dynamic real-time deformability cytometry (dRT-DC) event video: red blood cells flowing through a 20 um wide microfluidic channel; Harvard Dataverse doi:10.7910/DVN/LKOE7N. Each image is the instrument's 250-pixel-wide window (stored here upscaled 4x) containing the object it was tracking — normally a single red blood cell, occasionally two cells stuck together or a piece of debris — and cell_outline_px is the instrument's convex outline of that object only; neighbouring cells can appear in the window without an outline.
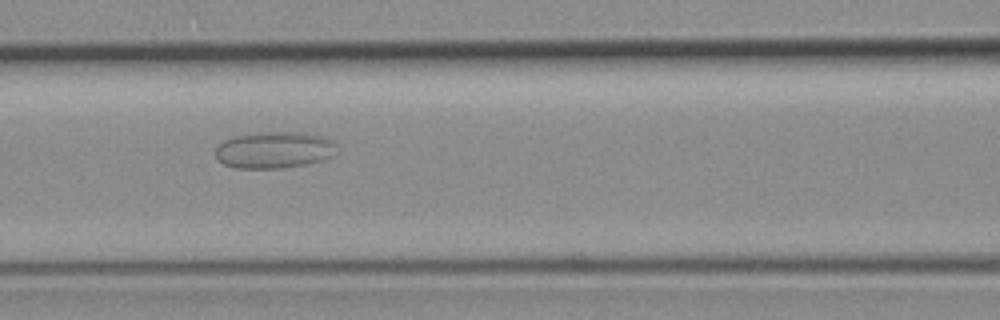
{"species": "common noctule bat (a hibernating species)", "species_latin": "Nyctalus noctula", "temperature_condition": "room temperature", "stored_images_in_passage": 46, "camera_frame_rate_fps": 3000, "um_per_image_px": 0.085, "animal": {"sex": "female", "body_mass_g": 19.3, "forearm_length_mm": 54.1}, "frame": {"image": 1, "passage_image": 14, "time_ms": 4.333, "image_size_px": [1000, 320], "cell_outline_px": [[336, 144], [332, 156], [320, 160], [304, 164], [280, 168], [236, 168], [224, 164], [216, 160], [216, 148], [224, 140], [232, 136], [264, 132], [316, 132], [336, 140]], "centroid_in_image_um": [23.34, 12.72], "position_along_channel_um": 143.3, "area_um2": 26.18}}
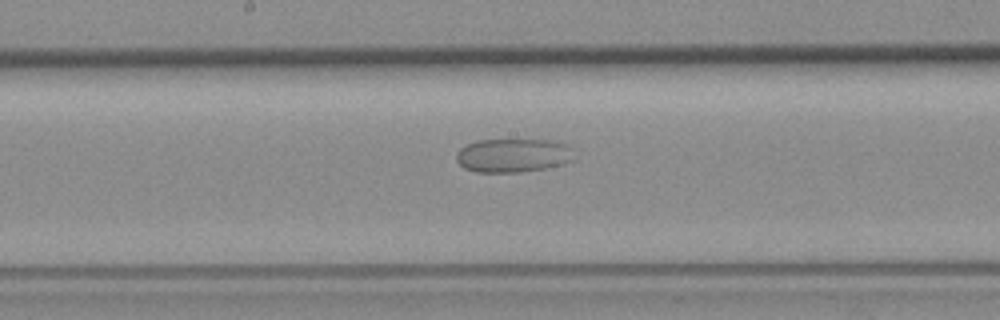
{"frame": {"image": 2, "passage_image": 19, "time_ms": 6.0, "image_size_px": [1000, 320], "cell_outline_px": [[572, 160], [564, 164], [544, 168], [520, 172], [476, 172], [464, 168], [456, 160], [456, 152], [460, 148], [476, 140], [548, 140], [564, 144]], "centroid_in_image_um": [43.5, 13.22], "position_along_channel_um": 204.7, "area_um2": 22.72}}
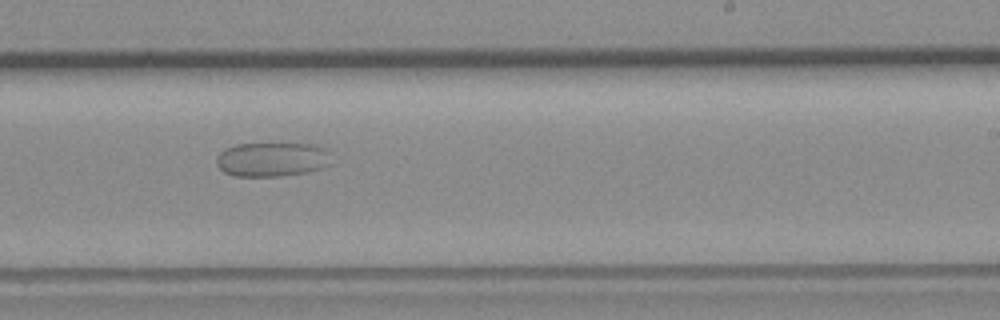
{"frame": {"image": 3, "passage_image": 24, "time_ms": 7.667, "image_size_px": [1000, 320], "cell_outline_px": [[328, 164], [320, 168], [304, 172], [280, 176], [236, 176], [224, 172], [216, 164], [216, 156], [224, 148], [236, 144], [320, 144], [328, 148]], "centroid_in_image_um": [23.09, 13.53], "position_along_channel_um": 265.9, "area_um2": 22.89}}